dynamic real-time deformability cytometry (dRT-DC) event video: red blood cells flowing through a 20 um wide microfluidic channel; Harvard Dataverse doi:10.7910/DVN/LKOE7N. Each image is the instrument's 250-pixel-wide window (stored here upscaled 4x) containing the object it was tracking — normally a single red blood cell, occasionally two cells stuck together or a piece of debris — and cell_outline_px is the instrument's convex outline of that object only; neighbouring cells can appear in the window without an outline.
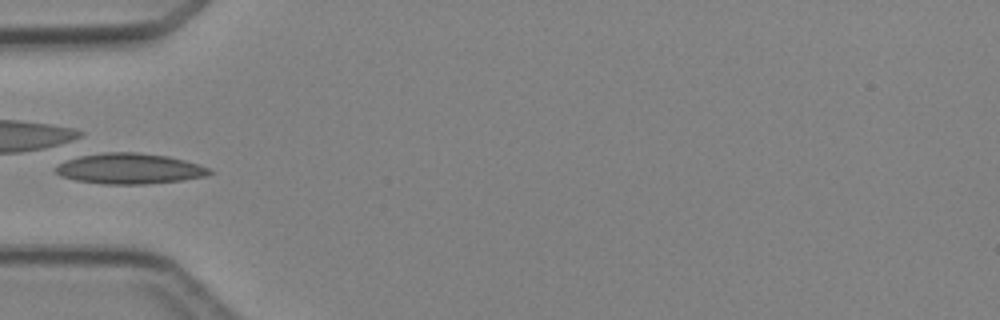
{"species": "Egyptian fruit bat (a non-hibernating species)", "species_latin": "Rousettus aegyptiacus", "temperature_condition": "cold", "stored_images_in_passage": 6, "camera_frame_rate_fps": 3000, "um_per_image_px": 0.085, "animal": {"sex": "female"}, "frame": {"image": 1, "passage_image": 5, "time_ms": 4.667, "image_size_px": [1000, 320], "cell_outline_px": [[216, 172], [208, 176], [184, 180], [144, 184], [100, 184], [76, 180], [60, 176], [52, 168], [56, 164], [64, 160], [80, 156], [104, 152], [136, 152], [168, 156], [184, 160], [208, 168]], "centroid_in_image_um": [10.98, 14.34], "position_along_channel_um": 74.0, "area_um2": 27.69}}
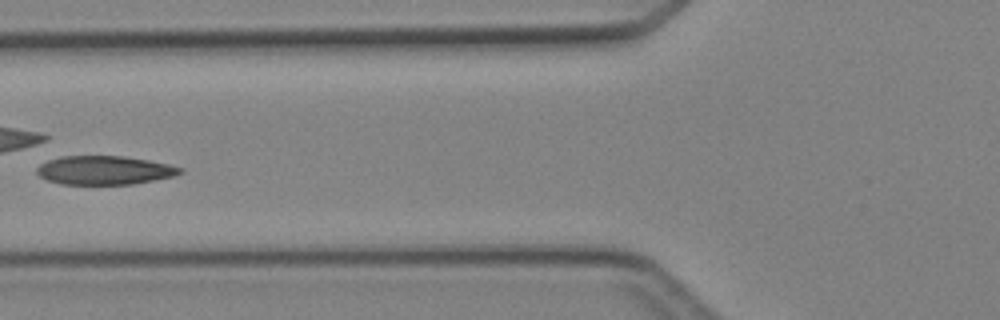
{"frame": {"image": 2, "passage_image": 6, "time_ms": 5.667, "image_size_px": [1000, 320], "cell_outline_px": [[184, 172], [176, 176], [132, 184], [60, 184], [48, 180], [40, 176], [36, 172], [36, 168], [40, 164], [48, 160], [60, 156], [124, 156], [148, 160], [168, 164], [184, 168]], "centroid_in_image_um": [8.9, 14.47], "position_along_channel_um": 116.9, "area_um2": 24.1}}